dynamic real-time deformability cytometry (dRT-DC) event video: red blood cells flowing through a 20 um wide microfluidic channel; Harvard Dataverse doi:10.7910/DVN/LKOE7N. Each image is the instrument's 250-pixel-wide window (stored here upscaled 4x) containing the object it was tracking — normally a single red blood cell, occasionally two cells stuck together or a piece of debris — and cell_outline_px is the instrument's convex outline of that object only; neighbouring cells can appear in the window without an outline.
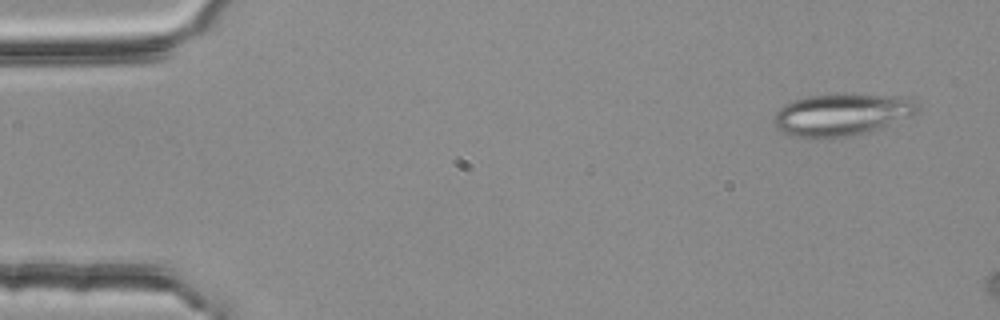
{"species": "common noctule bat (a hibernating species)", "species_latin": "Nyctalus noctula", "temperature_condition": "room temperature", "stored_images_in_passage": 4, "camera_frame_rate_fps": 3000, "um_per_image_px": 0.085, "animal": {"sex": "female", "body_mass_g": 25.1}, "frame": {"image": 1, "passage_image": 1, "time_ms": 0.0, "image_size_px": [1000, 320], "cell_outline_px": [[916, 112], [908, 116], [868, 132], [820, 140], [812, 140], [792, 136], [776, 128], [772, 120], [776, 112], [784, 104], [792, 100], [808, 96], [852, 92], [888, 96], [912, 100], [916, 104]], "centroid_in_image_um": [71.4, 9.75], "position_along_channel_um": 13.6, "area_um2": 35.37}}